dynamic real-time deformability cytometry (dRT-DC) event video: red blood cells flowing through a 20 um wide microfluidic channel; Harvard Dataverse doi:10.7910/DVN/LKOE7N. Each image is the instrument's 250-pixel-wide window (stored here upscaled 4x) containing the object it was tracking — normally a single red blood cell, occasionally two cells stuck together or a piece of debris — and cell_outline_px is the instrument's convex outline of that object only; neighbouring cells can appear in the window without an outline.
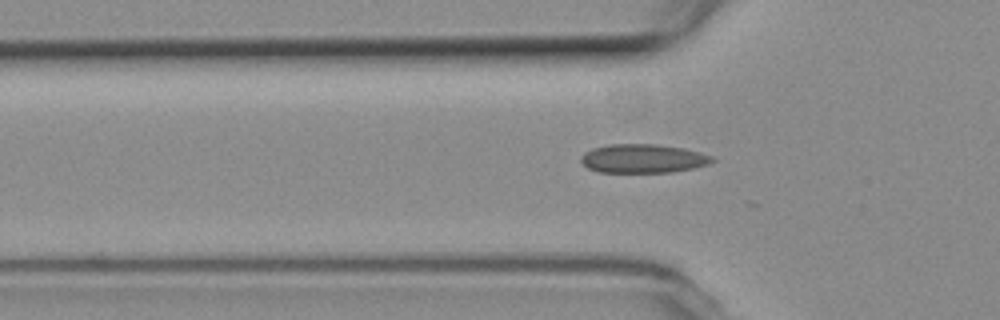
{"species": "common noctule bat (a hibernating species)", "species_latin": "Nyctalus noctula", "temperature_condition": "room temperature", "stored_images_in_passage": 16, "camera_frame_rate_fps": 3000, "um_per_image_px": 0.085, "animal": {"sex": "female", "body_mass_g": 19.3, "forearm_length_mm": 54.1}, "frame": {"image": 1, "passage_image": 11, "time_ms": 3.333, "image_size_px": [1000, 320], "cell_outline_px": [[716, 160], [708, 164], [692, 168], [672, 172], [600, 172], [588, 168], [580, 160], [580, 156], [584, 152], [592, 148], [608, 144], [656, 144], [684, 148], [700, 152], [712, 156]], "centroid_in_image_um": [54.65, 13.47], "position_along_channel_um": 71.2, "area_um2": 22.08}}
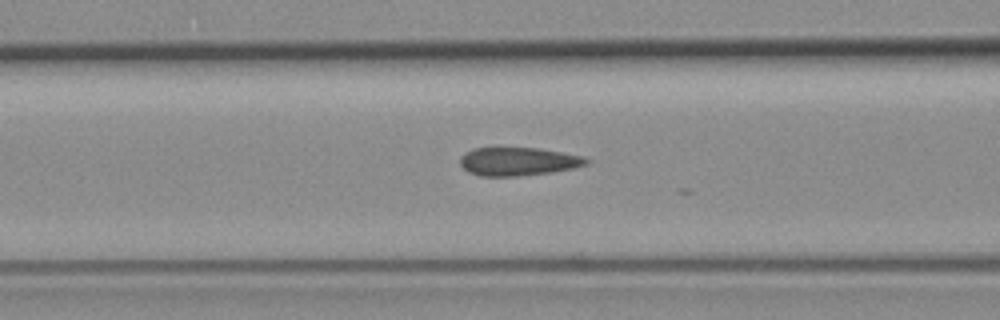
{"frame": {"image": 2, "passage_image": 15, "time_ms": 4.667, "image_size_px": [1000, 320], "cell_outline_px": [[592, 160], [588, 164], [572, 168], [552, 172], [516, 176], [480, 176], [468, 172], [460, 164], [460, 156], [472, 148], [536, 148], [584, 156]], "centroid_in_image_um": [44.04, 13.72], "position_along_channel_um": 122.6, "area_um2": 20.81}}